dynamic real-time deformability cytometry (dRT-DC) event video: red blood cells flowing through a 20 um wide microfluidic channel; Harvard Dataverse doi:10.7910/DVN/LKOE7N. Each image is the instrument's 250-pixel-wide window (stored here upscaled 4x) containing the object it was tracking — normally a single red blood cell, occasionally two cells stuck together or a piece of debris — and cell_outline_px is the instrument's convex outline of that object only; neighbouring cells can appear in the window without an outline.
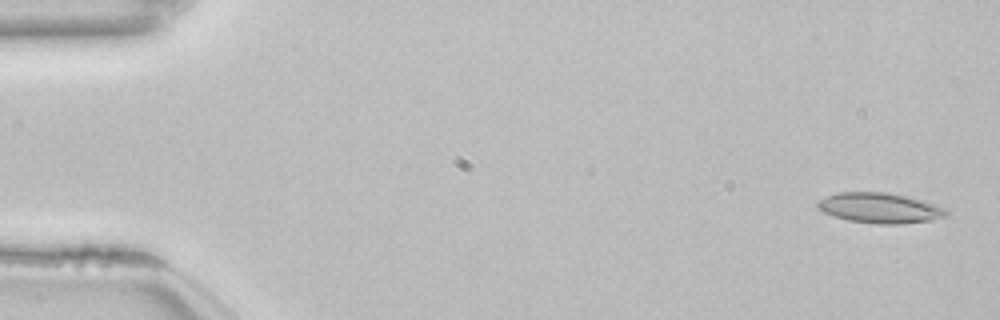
{"species": "common noctule bat (a hibernating species)", "species_latin": "Nyctalus noctula", "temperature_condition": "room temperature", "stored_images_in_passage": 53, "camera_frame_rate_fps": 3000, "um_per_image_px": 0.085, "animal": {"sex": "female", "body_mass_g": 22.7, "forearm_length_mm": 54.2}, "frame": {"image": 1, "passage_image": 2, "time_ms": 0.333, "image_size_px": [1000, 320], "cell_outline_px": [[948, 216], [932, 220], [900, 224], [876, 224], [848, 220], [824, 212], [816, 208], [816, 204], [820, 200], [828, 196], [840, 192], [888, 192], [908, 196], [936, 204], [948, 208]], "centroid_in_image_um": [74.85, 17.68], "position_along_channel_um": 10.1, "area_um2": 22.83}}
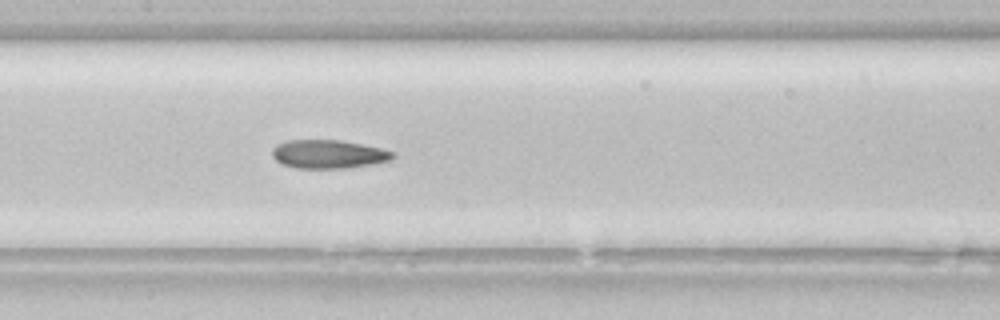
{"frame": {"image": 2, "passage_image": 26, "time_ms": 8.333, "image_size_px": [1000, 320], "cell_outline_px": [[396, 156], [392, 160], [372, 164], [348, 168], [296, 168], [284, 164], [276, 160], [272, 156], [272, 148], [288, 140], [340, 140], [380, 148], [396, 152]], "centroid_in_image_um": [27.96, 13.11], "position_along_channel_um": 179.4, "area_um2": 20.0}}
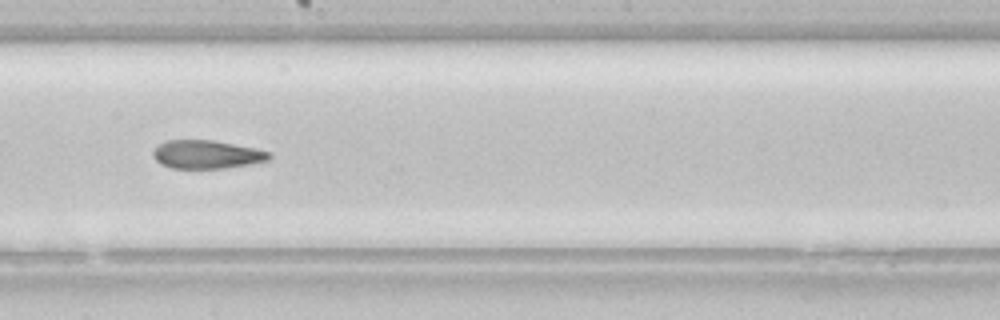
{"frame": {"image": 3, "passage_image": 30, "time_ms": 9.667, "image_size_px": [1000, 320], "cell_outline_px": [[272, 156], [268, 160], [248, 164], [224, 168], [172, 168], [160, 164], [152, 156], [152, 152], [164, 140], [212, 140], [256, 148], [268, 152]], "centroid_in_image_um": [17.54, 13.12], "position_along_channel_um": 230.7, "area_um2": 19.07}, "authors_computed_cell_mechanics": {"area_um2": 20.6924, "velocity_mm_per_s": 3.8459, "shape_relaxation_time_tau1_ms": null, "shape_relaxation_time_tau2_ms": 2.8272, "deformation_change_tau1": null, "deformation_change_tau2": 0.1115}}